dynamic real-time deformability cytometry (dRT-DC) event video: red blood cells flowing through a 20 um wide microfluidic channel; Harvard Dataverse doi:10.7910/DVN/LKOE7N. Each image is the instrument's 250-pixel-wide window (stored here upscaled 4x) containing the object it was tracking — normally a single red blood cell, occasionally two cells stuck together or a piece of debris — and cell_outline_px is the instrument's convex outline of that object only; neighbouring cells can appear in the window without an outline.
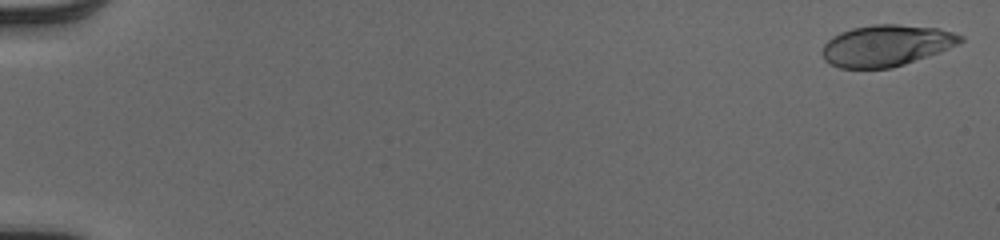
{"species": "human", "species_latin": "Homo sapiens", "temperature_condition": "cold", "stored_images_in_passage": 52, "camera_frame_rate_fps": 3000, "um_per_image_px": 0.085, "donor": {"sex": "male"}, "frame": {"image": 1, "passage_image": 1, "time_ms": 0.0, "image_size_px": [1000, 240], "cell_outline_px": [[964, 40], [940, 52], [892, 68], [840, 68], [824, 60], [820, 52], [824, 44], [832, 36], [840, 32], [852, 28], [872, 24], [896, 24], [940, 28], [964, 36]], "centroid_in_image_um": [75.31, 3.86], "position_along_channel_um": 9.7, "area_um2": 33.35}}
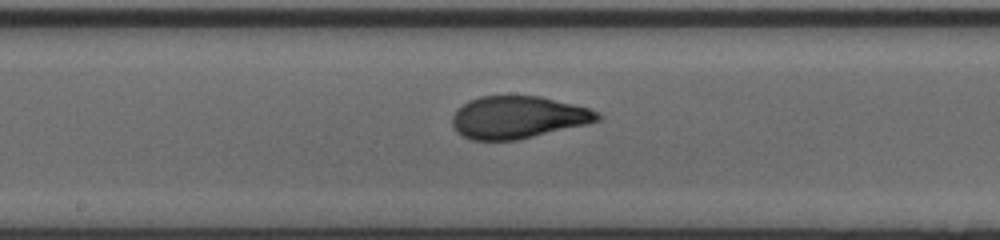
{"frame": {"image": 2, "passage_image": 29, "time_ms": 9.333, "image_size_px": [1000, 240], "cell_outline_px": [[604, 116], [600, 120], [588, 124], [516, 140], [472, 140], [456, 132], [452, 128], [452, 116], [456, 108], [468, 100], [480, 96], [540, 96], [588, 108], [600, 112]], "centroid_in_image_um": [44.01, 9.97], "position_along_channel_um": 204.2, "area_um2": 36.07}}
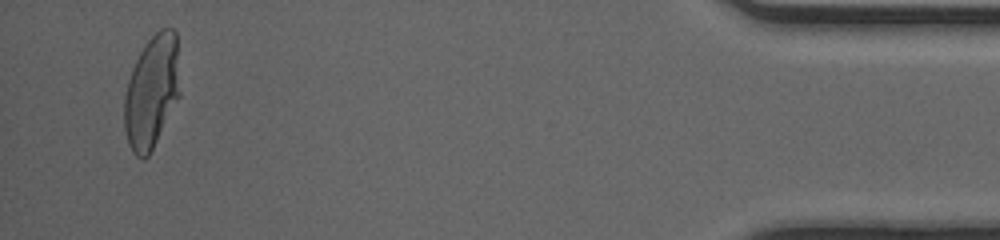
{"frame": {"image": 3, "passage_image": 50, "time_ms": 16.333, "image_size_px": [1000, 240], "cell_outline_px": [[180, 96], [148, 156], [144, 160], [140, 160], [132, 152], [128, 144], [124, 128], [124, 96], [128, 80], [132, 68], [140, 52], [148, 40], [160, 28], [172, 28], [176, 32], [180, 92]], "centroid_in_image_um": [12.89, 7.81], "position_along_channel_um": 422.3, "area_um2": 36.7}, "authors_computed_cell_mechanics": {"area_um2": 35.3736, "velocity_mm_per_s": 4.0925, "shape_relaxation_time_tau1_ms": 5.6616, "shape_relaxation_time_tau2_ms": null, "deformation_change_tau1": 0.2425, "deformation_change_tau2": null}}